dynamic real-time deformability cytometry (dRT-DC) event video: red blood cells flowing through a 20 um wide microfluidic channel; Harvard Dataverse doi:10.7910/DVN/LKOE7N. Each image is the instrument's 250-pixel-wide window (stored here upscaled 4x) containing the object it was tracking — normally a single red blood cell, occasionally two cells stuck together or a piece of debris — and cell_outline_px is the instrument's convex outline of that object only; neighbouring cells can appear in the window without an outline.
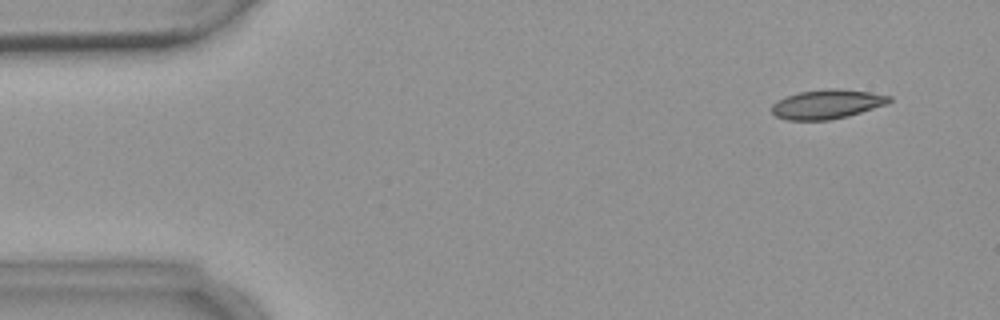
{"species": "common noctule bat (a hibernating species)", "species_latin": "Nyctalus noctula", "temperature_condition": "warm", "stored_images_in_passage": 4, "camera_frame_rate_fps": 3000, "um_per_image_px": 0.085, "animal": {"sex": "female", "body_mass_g": 18.4}, "frame": {"image": 1, "passage_image": 1, "time_ms": 0.0, "image_size_px": [1000, 320], "cell_outline_px": [[892, 100], [888, 104], [848, 116], [828, 120], [788, 120], [776, 116], [772, 112], [772, 104], [776, 100], [784, 96], [800, 92], [828, 88], [836, 88], [872, 92], [892, 96]], "centroid_in_image_um": [70.31, 8.84], "position_along_channel_um": 14.7, "area_um2": 20.23}}